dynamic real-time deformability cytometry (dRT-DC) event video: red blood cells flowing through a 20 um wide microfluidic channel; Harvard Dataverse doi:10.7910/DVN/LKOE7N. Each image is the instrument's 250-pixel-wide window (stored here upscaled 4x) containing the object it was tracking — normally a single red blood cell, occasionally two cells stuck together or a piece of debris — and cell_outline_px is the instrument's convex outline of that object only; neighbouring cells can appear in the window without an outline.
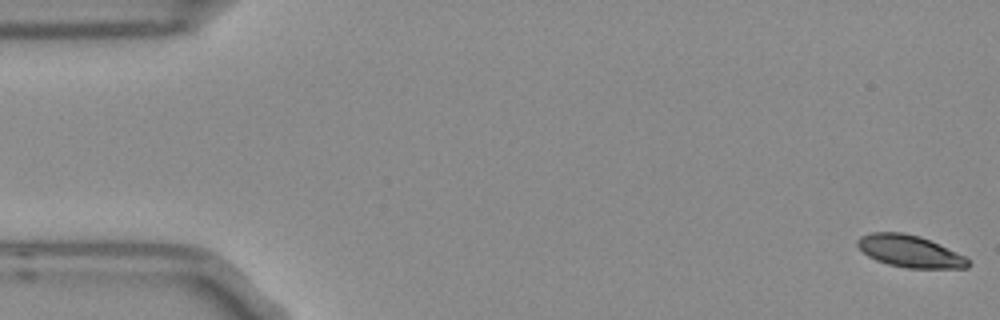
{"species": "Egyptian fruit bat (a non-hibernating species)", "species_latin": "Rousettus aegyptiacus", "temperature_condition": "room temperature", "stored_images_in_passage": 6, "camera_frame_rate_fps": 3000, "um_per_image_px": 0.085, "frame": {"image": 1, "passage_image": 1, "time_ms": 0.0, "image_size_px": [1000, 320], "cell_outline_px": [[972, 264], [968, 268], [904, 268], [888, 264], [876, 260], [868, 256], [856, 244], [856, 240], [860, 236], [872, 232], [900, 232], [920, 236], [964, 256]], "centroid_in_image_um": [77.31, 21.36], "position_along_channel_um": 7.7, "area_um2": 20.52}}
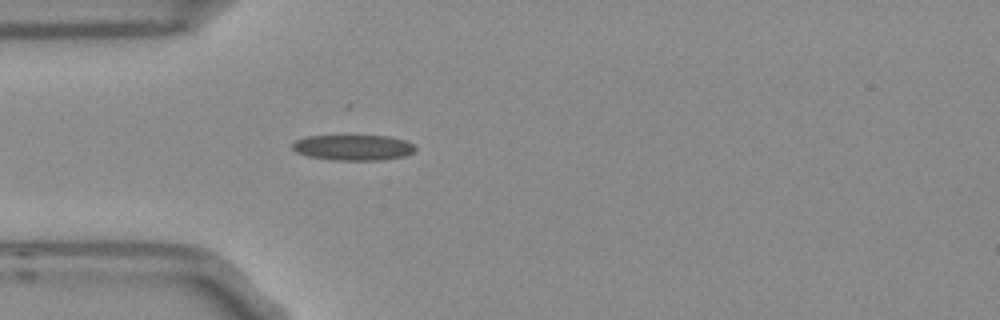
{"frame": {"image": 2, "passage_image": 6, "time_ms": 1.667, "image_size_px": [1000, 320], "cell_outline_px": [[416, 152], [404, 156], [380, 160], [336, 160], [308, 156], [296, 152], [292, 148], [292, 144], [296, 140], [308, 136], [388, 136], [404, 140], [412, 144], [416, 148]], "centroid_in_image_um": [30.04, 12.54], "position_along_channel_um": 55.0, "area_um2": 18.21}}